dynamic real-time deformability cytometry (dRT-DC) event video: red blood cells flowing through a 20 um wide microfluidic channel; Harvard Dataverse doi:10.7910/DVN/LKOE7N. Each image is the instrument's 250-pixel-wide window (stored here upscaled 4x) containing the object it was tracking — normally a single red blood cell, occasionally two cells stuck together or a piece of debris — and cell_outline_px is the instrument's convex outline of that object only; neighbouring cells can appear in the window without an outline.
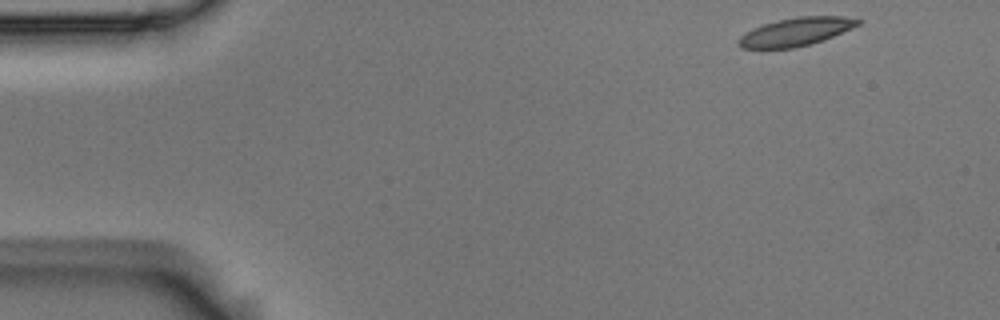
{"species": "Egyptian fruit bat (a non-hibernating species)", "species_latin": "Rousettus aegyptiacus", "temperature_condition": "room temperature", "stored_images_in_passage": 51, "camera_frame_rate_fps": 3000, "um_per_image_px": 0.085, "animal": {"sex": "male"}, "frame": {"image": 1, "passage_image": 1, "time_ms": 0.0, "image_size_px": [1000, 320], "cell_outline_px": [[864, 20], [860, 24], [852, 28], [812, 44], [792, 48], [740, 48], [736, 44], [740, 36], [744, 32], [752, 28], [776, 20], [796, 16], [844, 16]], "centroid_in_image_um": [67.63, 2.69], "position_along_channel_um": 17.4, "area_um2": 19.77}}
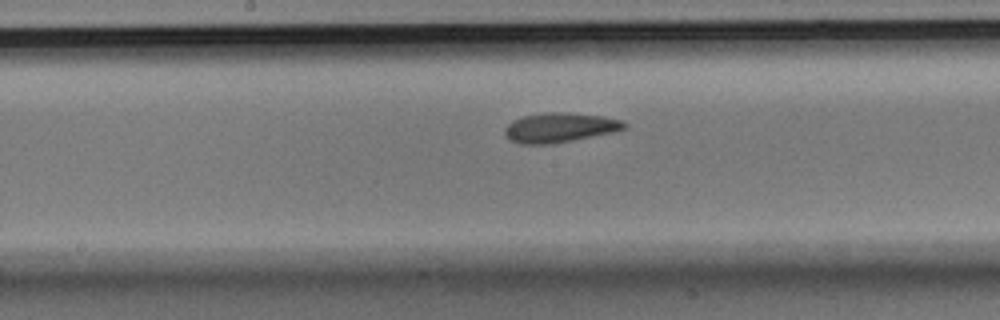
{"frame": {"image": 2, "passage_image": 24, "time_ms": 7.667, "image_size_px": [1000, 320], "cell_outline_px": [[628, 128], [612, 132], [552, 144], [520, 144], [508, 140], [504, 132], [504, 128], [512, 120], [524, 116], [544, 112], [568, 112], [604, 116], [624, 120], [628, 124]], "centroid_in_image_um": [47.58, 10.83], "position_along_channel_um": 200.6, "area_um2": 20.87}}
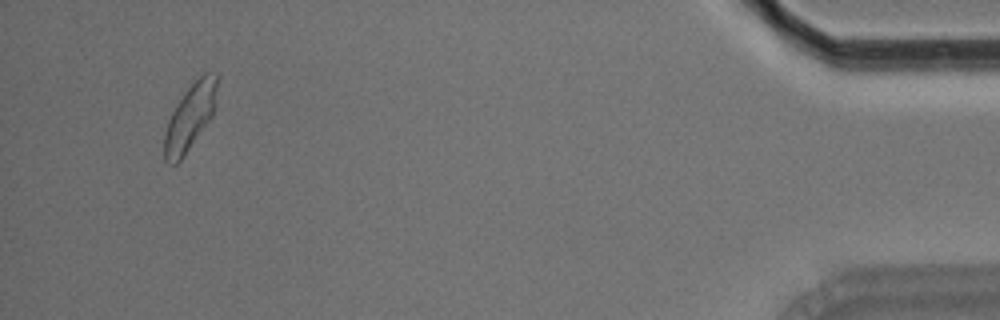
{"frame": {"image": 3, "passage_image": 48, "time_ms": 15.667, "image_size_px": [1000, 320], "cell_outline_px": [[220, 76], [212, 116], [184, 156], [176, 164], [168, 164], [164, 160], [164, 132], [168, 120], [176, 104], [188, 88], [204, 72], [216, 72]], "centroid_in_image_um": [16.16, 9.93], "position_along_channel_um": 419.0, "area_um2": 20.4}, "authors_computed_cell_mechanics": {"area_um2": 20.1144, "velocity_mm_per_s": 3.6581, "shape_relaxation_time_tau1_ms": 4.8316, "shape_relaxation_time_tau2_ms": 2.1011, "deformation_change_tau1": 0.1383, "deformation_change_tau2": 0.0754}}